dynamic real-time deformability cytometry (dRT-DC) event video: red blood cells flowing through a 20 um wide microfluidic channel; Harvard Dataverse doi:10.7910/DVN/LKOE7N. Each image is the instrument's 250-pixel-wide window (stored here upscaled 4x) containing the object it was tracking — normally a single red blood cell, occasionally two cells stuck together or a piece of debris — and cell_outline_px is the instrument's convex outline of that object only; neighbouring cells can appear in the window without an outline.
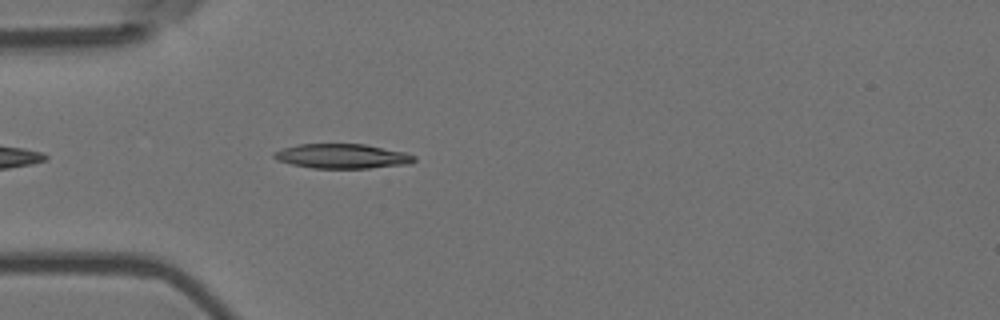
{"species": "Egyptian fruit bat (a non-hibernating species)", "species_latin": "Rousettus aegyptiacus", "temperature_condition": "room temperature", "stored_images_in_passage": 43, "camera_frame_rate_fps": 3000, "um_per_image_px": 0.085, "animal": {"sex": "female"}, "frame": {"image": 1, "passage_image": 4, "time_ms": 1.0, "image_size_px": [1000, 320], "cell_outline_px": [[416, 160], [412, 164], [368, 168], [312, 168], [292, 164], [276, 160], [272, 156], [272, 152], [296, 144], [364, 144], [404, 152], [416, 156]], "centroid_in_image_um": [29.08, 13.28], "position_along_channel_um": 55.9, "area_um2": 20.17}}
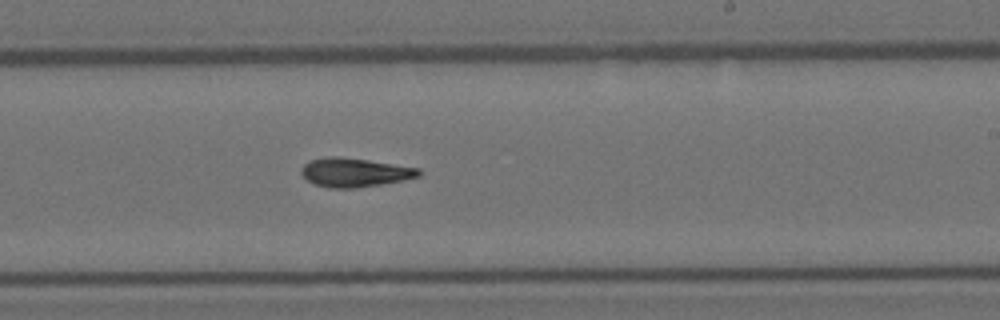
{"frame": {"image": 2, "passage_image": 21, "time_ms": 6.667, "image_size_px": [1000, 320], "cell_outline_px": [[420, 176], [404, 180], [356, 188], [328, 188], [312, 184], [300, 172], [304, 164], [308, 160], [328, 156], [336, 156], [368, 160], [420, 168]], "centroid_in_image_um": [30.11, 14.66], "position_along_channel_um": 258.9, "area_um2": 19.83}}
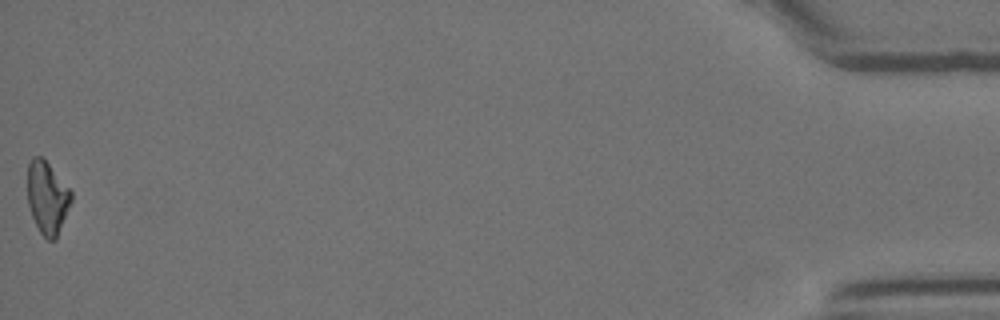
{"frame": {"image": 3, "passage_image": 43, "time_ms": 14.0, "image_size_px": [1000, 320], "cell_outline_px": [[72, 200], [56, 240], [48, 240], [40, 232], [32, 216], [28, 204], [28, 164], [32, 156], [40, 156], [48, 164], [72, 192]], "centroid_in_image_um": [4.02, 16.82], "position_along_channel_um": 431.2, "area_um2": 18.21}, "authors_computed_cell_mechanics": {"area_um2": 19.3052, "velocity_mm_per_s": 3.6797, "shape_relaxation_time_tau1_ms": 8.0364, "shape_relaxation_time_tau2_ms": 9.9078, "deformation_change_tau1": 0.1939, "deformation_change_tau2": 0.1928}}